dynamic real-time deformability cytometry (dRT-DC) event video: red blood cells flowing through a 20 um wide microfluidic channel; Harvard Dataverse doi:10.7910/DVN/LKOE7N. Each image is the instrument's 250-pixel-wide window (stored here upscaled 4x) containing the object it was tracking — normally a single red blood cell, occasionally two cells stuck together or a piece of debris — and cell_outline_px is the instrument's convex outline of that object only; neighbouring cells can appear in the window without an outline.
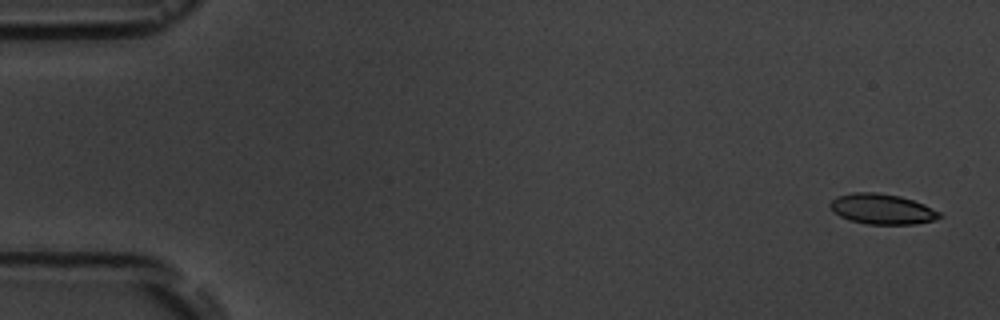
{"species": "common noctule bat (a hibernating species)", "species_latin": "Nyctalus noctula", "temperature_condition": "room temperature", "stored_images_in_passage": 5, "camera_frame_rate_fps": 3000, "um_per_image_px": 0.085, "animal": {"sex": "male", "body_mass_g": 19.5, "forearm_length_mm": 54.6}, "frame": {"image": 1, "passage_image": 1, "time_ms": 0.0, "image_size_px": [1000, 320], "cell_outline_px": [[944, 216], [936, 220], [916, 224], [868, 224], [848, 220], [832, 212], [828, 204], [836, 196], [852, 192], [876, 192], [900, 196], [924, 204], [940, 212]], "centroid_in_image_um": [74.96, 17.77], "position_along_channel_um": 10.0, "area_um2": 19.59}}